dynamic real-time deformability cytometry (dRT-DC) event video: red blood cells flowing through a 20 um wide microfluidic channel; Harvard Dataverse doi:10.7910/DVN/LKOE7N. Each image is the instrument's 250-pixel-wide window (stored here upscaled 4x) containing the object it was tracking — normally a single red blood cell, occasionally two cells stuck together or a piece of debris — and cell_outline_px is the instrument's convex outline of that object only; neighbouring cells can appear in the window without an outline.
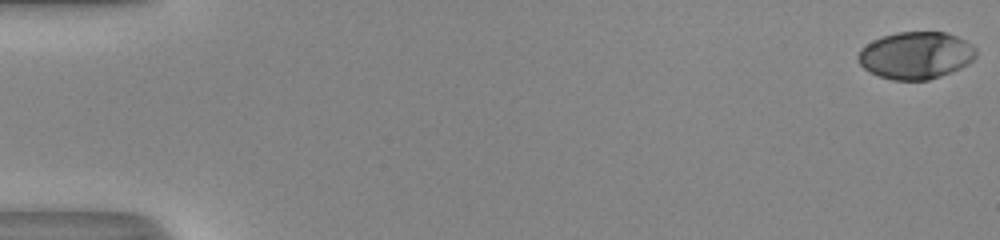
{"species": "human", "species_latin": "Homo sapiens", "temperature_condition": "room temperature", "stored_images_in_passage": 53, "camera_frame_rate_fps": 3000, "um_per_image_px": 0.085, "donor": {"sex": "male"}, "frame": {"image": 1, "passage_image": 1, "time_ms": 0.0, "image_size_px": [1000, 240], "cell_outline_px": [[976, 56], [968, 64], [952, 72], [928, 80], [892, 80], [880, 76], [864, 68], [860, 64], [856, 56], [860, 48], [872, 40], [896, 32], [944, 32], [956, 36], [972, 44], [976, 48]], "centroid_in_image_um": [77.84, 4.7], "position_along_channel_um": 7.2, "area_um2": 32.48}}
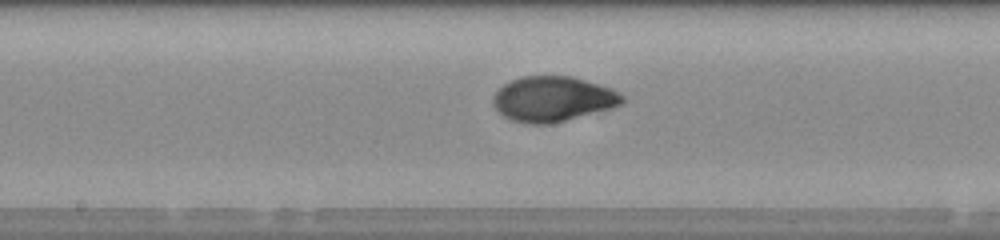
{"frame": {"image": 2, "passage_image": 29, "time_ms": 9.333, "image_size_px": [1000, 240], "cell_outline_px": [[628, 100], [624, 104], [612, 108], [552, 124], [528, 124], [512, 120], [504, 116], [492, 104], [492, 96], [504, 84], [520, 76], [572, 76], [600, 84], [612, 88], [620, 92]], "centroid_in_image_um": [47.04, 8.41], "position_along_channel_um": 201.2, "area_um2": 34.39}}
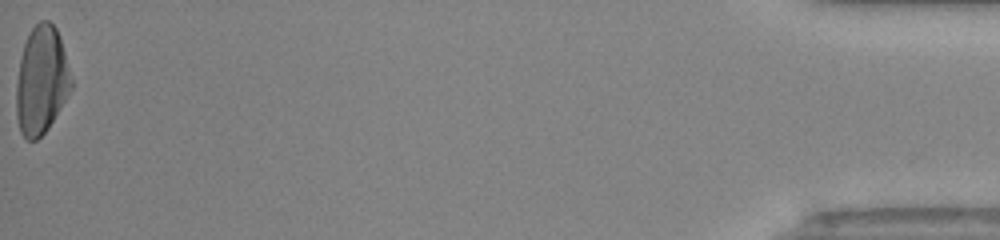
{"frame": {"image": 3, "passage_image": 53, "time_ms": 17.333, "image_size_px": [1000, 240], "cell_outline_px": [[72, 88], [48, 128], [36, 140], [28, 140], [20, 132], [16, 116], [16, 84], [20, 56], [28, 32], [40, 20], [48, 20], [56, 28], [60, 36], [72, 80]], "centroid_in_image_um": [3.5, 6.81], "position_along_channel_um": 431.7, "area_um2": 34.56}, "authors_computed_cell_mechanics": {"area_um2": 33.4084, "velocity_mm_per_s": 4.1266, "shape_relaxation_time_tau1_ms": 4.1682, "shape_relaxation_time_tau2_ms": 0.6461, "deformation_change_tau1": 0.2156, "deformation_change_tau2": 0.036}}